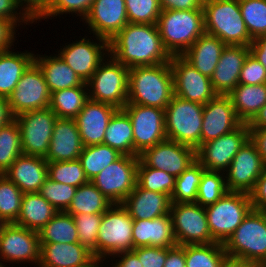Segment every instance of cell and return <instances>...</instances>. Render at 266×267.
<instances>
[{
	"label": "cell",
	"instance_id": "cell-1",
	"mask_svg": "<svg viewBox=\"0 0 266 267\" xmlns=\"http://www.w3.org/2000/svg\"><path fill=\"white\" fill-rule=\"evenodd\" d=\"M113 58L130 68L170 62L156 24L128 23L110 41Z\"/></svg>",
	"mask_w": 266,
	"mask_h": 267
},
{
	"label": "cell",
	"instance_id": "cell-2",
	"mask_svg": "<svg viewBox=\"0 0 266 267\" xmlns=\"http://www.w3.org/2000/svg\"><path fill=\"white\" fill-rule=\"evenodd\" d=\"M174 95L169 62L129 69L127 104L165 109Z\"/></svg>",
	"mask_w": 266,
	"mask_h": 267
},
{
	"label": "cell",
	"instance_id": "cell-3",
	"mask_svg": "<svg viewBox=\"0 0 266 267\" xmlns=\"http://www.w3.org/2000/svg\"><path fill=\"white\" fill-rule=\"evenodd\" d=\"M156 25L169 54L183 55L205 33L204 11L162 10Z\"/></svg>",
	"mask_w": 266,
	"mask_h": 267
},
{
	"label": "cell",
	"instance_id": "cell-4",
	"mask_svg": "<svg viewBox=\"0 0 266 267\" xmlns=\"http://www.w3.org/2000/svg\"><path fill=\"white\" fill-rule=\"evenodd\" d=\"M205 33L225 45L250 46V37L239 8V0H204Z\"/></svg>",
	"mask_w": 266,
	"mask_h": 267
},
{
	"label": "cell",
	"instance_id": "cell-5",
	"mask_svg": "<svg viewBox=\"0 0 266 267\" xmlns=\"http://www.w3.org/2000/svg\"><path fill=\"white\" fill-rule=\"evenodd\" d=\"M204 105L173 95L165 108V131L168 140L197 149L201 145Z\"/></svg>",
	"mask_w": 266,
	"mask_h": 267
},
{
	"label": "cell",
	"instance_id": "cell-6",
	"mask_svg": "<svg viewBox=\"0 0 266 267\" xmlns=\"http://www.w3.org/2000/svg\"><path fill=\"white\" fill-rule=\"evenodd\" d=\"M223 245L229 256L266 263V212L252 209Z\"/></svg>",
	"mask_w": 266,
	"mask_h": 267
},
{
	"label": "cell",
	"instance_id": "cell-7",
	"mask_svg": "<svg viewBox=\"0 0 266 267\" xmlns=\"http://www.w3.org/2000/svg\"><path fill=\"white\" fill-rule=\"evenodd\" d=\"M252 209L249 194L227 191L205 209L212 239L224 244Z\"/></svg>",
	"mask_w": 266,
	"mask_h": 267
},
{
	"label": "cell",
	"instance_id": "cell-8",
	"mask_svg": "<svg viewBox=\"0 0 266 267\" xmlns=\"http://www.w3.org/2000/svg\"><path fill=\"white\" fill-rule=\"evenodd\" d=\"M116 205L114 210L111 205L102 215L96 242L97 261L107 253L120 254L134 249L132 237L134 220L122 204Z\"/></svg>",
	"mask_w": 266,
	"mask_h": 267
},
{
	"label": "cell",
	"instance_id": "cell-9",
	"mask_svg": "<svg viewBox=\"0 0 266 267\" xmlns=\"http://www.w3.org/2000/svg\"><path fill=\"white\" fill-rule=\"evenodd\" d=\"M123 110L130 117L133 128V156L167 139L165 131V109L126 104Z\"/></svg>",
	"mask_w": 266,
	"mask_h": 267
},
{
	"label": "cell",
	"instance_id": "cell-10",
	"mask_svg": "<svg viewBox=\"0 0 266 267\" xmlns=\"http://www.w3.org/2000/svg\"><path fill=\"white\" fill-rule=\"evenodd\" d=\"M112 61L103 66L100 64L87 81L86 84L93 87L89 99L123 109L128 100L129 68L114 58Z\"/></svg>",
	"mask_w": 266,
	"mask_h": 267
},
{
	"label": "cell",
	"instance_id": "cell-11",
	"mask_svg": "<svg viewBox=\"0 0 266 267\" xmlns=\"http://www.w3.org/2000/svg\"><path fill=\"white\" fill-rule=\"evenodd\" d=\"M139 156L122 155L105 167L91 182L114 205L121 204L137 184Z\"/></svg>",
	"mask_w": 266,
	"mask_h": 267
},
{
	"label": "cell",
	"instance_id": "cell-12",
	"mask_svg": "<svg viewBox=\"0 0 266 267\" xmlns=\"http://www.w3.org/2000/svg\"><path fill=\"white\" fill-rule=\"evenodd\" d=\"M170 217L177 245L210 244L205 207L198 203H171Z\"/></svg>",
	"mask_w": 266,
	"mask_h": 267
},
{
	"label": "cell",
	"instance_id": "cell-13",
	"mask_svg": "<svg viewBox=\"0 0 266 267\" xmlns=\"http://www.w3.org/2000/svg\"><path fill=\"white\" fill-rule=\"evenodd\" d=\"M25 155L46 157L57 115L50 109L27 111L14 117Z\"/></svg>",
	"mask_w": 266,
	"mask_h": 267
},
{
	"label": "cell",
	"instance_id": "cell-14",
	"mask_svg": "<svg viewBox=\"0 0 266 267\" xmlns=\"http://www.w3.org/2000/svg\"><path fill=\"white\" fill-rule=\"evenodd\" d=\"M50 96L44 74L33 61L8 97V102L13 116L16 117L27 111L49 108Z\"/></svg>",
	"mask_w": 266,
	"mask_h": 267
},
{
	"label": "cell",
	"instance_id": "cell-15",
	"mask_svg": "<svg viewBox=\"0 0 266 267\" xmlns=\"http://www.w3.org/2000/svg\"><path fill=\"white\" fill-rule=\"evenodd\" d=\"M249 139V126L242 123L235 130L201 144L196 149V159L207 171L220 172L223 168L230 166L239 149Z\"/></svg>",
	"mask_w": 266,
	"mask_h": 267
},
{
	"label": "cell",
	"instance_id": "cell-16",
	"mask_svg": "<svg viewBox=\"0 0 266 267\" xmlns=\"http://www.w3.org/2000/svg\"><path fill=\"white\" fill-rule=\"evenodd\" d=\"M169 63L173 73L174 95L203 105L217 95L211 79L202 75L182 55L172 56Z\"/></svg>",
	"mask_w": 266,
	"mask_h": 267
},
{
	"label": "cell",
	"instance_id": "cell-17",
	"mask_svg": "<svg viewBox=\"0 0 266 267\" xmlns=\"http://www.w3.org/2000/svg\"><path fill=\"white\" fill-rule=\"evenodd\" d=\"M139 159L147 166L179 177L196 159V149L171 140H164L145 149Z\"/></svg>",
	"mask_w": 266,
	"mask_h": 267
},
{
	"label": "cell",
	"instance_id": "cell-18",
	"mask_svg": "<svg viewBox=\"0 0 266 267\" xmlns=\"http://www.w3.org/2000/svg\"><path fill=\"white\" fill-rule=\"evenodd\" d=\"M229 168L227 190L249 194L266 166L256 145L249 139L239 149Z\"/></svg>",
	"mask_w": 266,
	"mask_h": 267
},
{
	"label": "cell",
	"instance_id": "cell-19",
	"mask_svg": "<svg viewBox=\"0 0 266 267\" xmlns=\"http://www.w3.org/2000/svg\"><path fill=\"white\" fill-rule=\"evenodd\" d=\"M241 124L230 97L217 94L203 107L201 144L217 139L235 130Z\"/></svg>",
	"mask_w": 266,
	"mask_h": 267
},
{
	"label": "cell",
	"instance_id": "cell-20",
	"mask_svg": "<svg viewBox=\"0 0 266 267\" xmlns=\"http://www.w3.org/2000/svg\"><path fill=\"white\" fill-rule=\"evenodd\" d=\"M40 240L37 231L7 223L0 234V253L9 261L35 260L40 263Z\"/></svg>",
	"mask_w": 266,
	"mask_h": 267
},
{
	"label": "cell",
	"instance_id": "cell-21",
	"mask_svg": "<svg viewBox=\"0 0 266 267\" xmlns=\"http://www.w3.org/2000/svg\"><path fill=\"white\" fill-rule=\"evenodd\" d=\"M84 19L101 42H109L129 23L125 0H94Z\"/></svg>",
	"mask_w": 266,
	"mask_h": 267
},
{
	"label": "cell",
	"instance_id": "cell-22",
	"mask_svg": "<svg viewBox=\"0 0 266 267\" xmlns=\"http://www.w3.org/2000/svg\"><path fill=\"white\" fill-rule=\"evenodd\" d=\"M118 109L112 105L89 99L74 118L83 146L103 144L106 128Z\"/></svg>",
	"mask_w": 266,
	"mask_h": 267
},
{
	"label": "cell",
	"instance_id": "cell-23",
	"mask_svg": "<svg viewBox=\"0 0 266 267\" xmlns=\"http://www.w3.org/2000/svg\"><path fill=\"white\" fill-rule=\"evenodd\" d=\"M83 147L76 120L57 118L45 159L47 162L77 160Z\"/></svg>",
	"mask_w": 266,
	"mask_h": 267
},
{
	"label": "cell",
	"instance_id": "cell-24",
	"mask_svg": "<svg viewBox=\"0 0 266 267\" xmlns=\"http://www.w3.org/2000/svg\"><path fill=\"white\" fill-rule=\"evenodd\" d=\"M40 267H99L91 251L77 243H40Z\"/></svg>",
	"mask_w": 266,
	"mask_h": 267
},
{
	"label": "cell",
	"instance_id": "cell-25",
	"mask_svg": "<svg viewBox=\"0 0 266 267\" xmlns=\"http://www.w3.org/2000/svg\"><path fill=\"white\" fill-rule=\"evenodd\" d=\"M249 53L250 46L226 45L210 78L217 94L228 95L238 86L241 69Z\"/></svg>",
	"mask_w": 266,
	"mask_h": 267
},
{
	"label": "cell",
	"instance_id": "cell-26",
	"mask_svg": "<svg viewBox=\"0 0 266 267\" xmlns=\"http://www.w3.org/2000/svg\"><path fill=\"white\" fill-rule=\"evenodd\" d=\"M3 174L23 193L38 192L48 178V162L44 157L21 154Z\"/></svg>",
	"mask_w": 266,
	"mask_h": 267
},
{
	"label": "cell",
	"instance_id": "cell-27",
	"mask_svg": "<svg viewBox=\"0 0 266 267\" xmlns=\"http://www.w3.org/2000/svg\"><path fill=\"white\" fill-rule=\"evenodd\" d=\"M133 220L155 219L170 213L171 198L155 191L139 187L121 203Z\"/></svg>",
	"mask_w": 266,
	"mask_h": 267
},
{
	"label": "cell",
	"instance_id": "cell-28",
	"mask_svg": "<svg viewBox=\"0 0 266 267\" xmlns=\"http://www.w3.org/2000/svg\"><path fill=\"white\" fill-rule=\"evenodd\" d=\"M132 237L134 248H171L177 245L170 214L155 219L134 220Z\"/></svg>",
	"mask_w": 266,
	"mask_h": 267
},
{
	"label": "cell",
	"instance_id": "cell-29",
	"mask_svg": "<svg viewBox=\"0 0 266 267\" xmlns=\"http://www.w3.org/2000/svg\"><path fill=\"white\" fill-rule=\"evenodd\" d=\"M105 46V47H104ZM109 50V42H103L101 46L89 42L83 38L81 41L68 45L60 52V56L85 83L91 78L102 62L101 50Z\"/></svg>",
	"mask_w": 266,
	"mask_h": 267
},
{
	"label": "cell",
	"instance_id": "cell-30",
	"mask_svg": "<svg viewBox=\"0 0 266 267\" xmlns=\"http://www.w3.org/2000/svg\"><path fill=\"white\" fill-rule=\"evenodd\" d=\"M225 47L218 37L204 33L182 56L202 75L211 78Z\"/></svg>",
	"mask_w": 266,
	"mask_h": 267
},
{
	"label": "cell",
	"instance_id": "cell-31",
	"mask_svg": "<svg viewBox=\"0 0 266 267\" xmlns=\"http://www.w3.org/2000/svg\"><path fill=\"white\" fill-rule=\"evenodd\" d=\"M228 96L240 121L249 124L266 104V84H238Z\"/></svg>",
	"mask_w": 266,
	"mask_h": 267
},
{
	"label": "cell",
	"instance_id": "cell-32",
	"mask_svg": "<svg viewBox=\"0 0 266 267\" xmlns=\"http://www.w3.org/2000/svg\"><path fill=\"white\" fill-rule=\"evenodd\" d=\"M57 212L58 210L38 192L24 193L15 224L38 232Z\"/></svg>",
	"mask_w": 266,
	"mask_h": 267
},
{
	"label": "cell",
	"instance_id": "cell-33",
	"mask_svg": "<svg viewBox=\"0 0 266 267\" xmlns=\"http://www.w3.org/2000/svg\"><path fill=\"white\" fill-rule=\"evenodd\" d=\"M42 70L50 93L66 88L86 86L61 56L34 58Z\"/></svg>",
	"mask_w": 266,
	"mask_h": 267
},
{
	"label": "cell",
	"instance_id": "cell-34",
	"mask_svg": "<svg viewBox=\"0 0 266 267\" xmlns=\"http://www.w3.org/2000/svg\"><path fill=\"white\" fill-rule=\"evenodd\" d=\"M34 58L31 53L16 54L9 50L0 53V96L11 95Z\"/></svg>",
	"mask_w": 266,
	"mask_h": 267
},
{
	"label": "cell",
	"instance_id": "cell-35",
	"mask_svg": "<svg viewBox=\"0 0 266 267\" xmlns=\"http://www.w3.org/2000/svg\"><path fill=\"white\" fill-rule=\"evenodd\" d=\"M103 144L122 155L133 156V128L130 117L123 109H118L111 117Z\"/></svg>",
	"mask_w": 266,
	"mask_h": 267
},
{
	"label": "cell",
	"instance_id": "cell-36",
	"mask_svg": "<svg viewBox=\"0 0 266 267\" xmlns=\"http://www.w3.org/2000/svg\"><path fill=\"white\" fill-rule=\"evenodd\" d=\"M111 205L115 206L89 181L76 189L72 202L65 212L70 215L104 213Z\"/></svg>",
	"mask_w": 266,
	"mask_h": 267
},
{
	"label": "cell",
	"instance_id": "cell-37",
	"mask_svg": "<svg viewBox=\"0 0 266 267\" xmlns=\"http://www.w3.org/2000/svg\"><path fill=\"white\" fill-rule=\"evenodd\" d=\"M84 87H71L51 93L49 108L57 118L74 119L78 115L89 100V96L83 90Z\"/></svg>",
	"mask_w": 266,
	"mask_h": 267
},
{
	"label": "cell",
	"instance_id": "cell-38",
	"mask_svg": "<svg viewBox=\"0 0 266 267\" xmlns=\"http://www.w3.org/2000/svg\"><path fill=\"white\" fill-rule=\"evenodd\" d=\"M38 233L40 243L79 242L75 221L72 215L65 211H58Z\"/></svg>",
	"mask_w": 266,
	"mask_h": 267
},
{
	"label": "cell",
	"instance_id": "cell-39",
	"mask_svg": "<svg viewBox=\"0 0 266 267\" xmlns=\"http://www.w3.org/2000/svg\"><path fill=\"white\" fill-rule=\"evenodd\" d=\"M122 156L117 150L105 144H96L83 147L78 160L83 170L91 181L105 167L115 162Z\"/></svg>",
	"mask_w": 266,
	"mask_h": 267
},
{
	"label": "cell",
	"instance_id": "cell-40",
	"mask_svg": "<svg viewBox=\"0 0 266 267\" xmlns=\"http://www.w3.org/2000/svg\"><path fill=\"white\" fill-rule=\"evenodd\" d=\"M206 169L196 160L179 177L171 194V203H195L202 173Z\"/></svg>",
	"mask_w": 266,
	"mask_h": 267
},
{
	"label": "cell",
	"instance_id": "cell-41",
	"mask_svg": "<svg viewBox=\"0 0 266 267\" xmlns=\"http://www.w3.org/2000/svg\"><path fill=\"white\" fill-rule=\"evenodd\" d=\"M222 243L185 245L186 267H221L226 256Z\"/></svg>",
	"mask_w": 266,
	"mask_h": 267
},
{
	"label": "cell",
	"instance_id": "cell-42",
	"mask_svg": "<svg viewBox=\"0 0 266 267\" xmlns=\"http://www.w3.org/2000/svg\"><path fill=\"white\" fill-rule=\"evenodd\" d=\"M21 154V134L14 119L0 128V174H3Z\"/></svg>",
	"mask_w": 266,
	"mask_h": 267
},
{
	"label": "cell",
	"instance_id": "cell-43",
	"mask_svg": "<svg viewBox=\"0 0 266 267\" xmlns=\"http://www.w3.org/2000/svg\"><path fill=\"white\" fill-rule=\"evenodd\" d=\"M176 178L164 170L147 167L140 159L137 166V185L149 191L164 193L171 197Z\"/></svg>",
	"mask_w": 266,
	"mask_h": 267
},
{
	"label": "cell",
	"instance_id": "cell-44",
	"mask_svg": "<svg viewBox=\"0 0 266 267\" xmlns=\"http://www.w3.org/2000/svg\"><path fill=\"white\" fill-rule=\"evenodd\" d=\"M24 193L4 174H0V218L15 223L20 213Z\"/></svg>",
	"mask_w": 266,
	"mask_h": 267
},
{
	"label": "cell",
	"instance_id": "cell-45",
	"mask_svg": "<svg viewBox=\"0 0 266 267\" xmlns=\"http://www.w3.org/2000/svg\"><path fill=\"white\" fill-rule=\"evenodd\" d=\"M239 8L250 37L266 35V0H239Z\"/></svg>",
	"mask_w": 266,
	"mask_h": 267
},
{
	"label": "cell",
	"instance_id": "cell-46",
	"mask_svg": "<svg viewBox=\"0 0 266 267\" xmlns=\"http://www.w3.org/2000/svg\"><path fill=\"white\" fill-rule=\"evenodd\" d=\"M48 178L52 181L79 187L89 180L80 161L48 162Z\"/></svg>",
	"mask_w": 266,
	"mask_h": 267
},
{
	"label": "cell",
	"instance_id": "cell-47",
	"mask_svg": "<svg viewBox=\"0 0 266 267\" xmlns=\"http://www.w3.org/2000/svg\"><path fill=\"white\" fill-rule=\"evenodd\" d=\"M103 213L96 214H75L72 215L78 233L79 243L92 252L96 259V242L98 230Z\"/></svg>",
	"mask_w": 266,
	"mask_h": 267
},
{
	"label": "cell",
	"instance_id": "cell-48",
	"mask_svg": "<svg viewBox=\"0 0 266 267\" xmlns=\"http://www.w3.org/2000/svg\"><path fill=\"white\" fill-rule=\"evenodd\" d=\"M77 187L52 181L47 178L38 193L58 211H66L70 206Z\"/></svg>",
	"mask_w": 266,
	"mask_h": 267
},
{
	"label": "cell",
	"instance_id": "cell-49",
	"mask_svg": "<svg viewBox=\"0 0 266 267\" xmlns=\"http://www.w3.org/2000/svg\"><path fill=\"white\" fill-rule=\"evenodd\" d=\"M227 191L228 190L222 176H220L216 171L205 170L202 173L196 203L207 207L218 201Z\"/></svg>",
	"mask_w": 266,
	"mask_h": 267
},
{
	"label": "cell",
	"instance_id": "cell-50",
	"mask_svg": "<svg viewBox=\"0 0 266 267\" xmlns=\"http://www.w3.org/2000/svg\"><path fill=\"white\" fill-rule=\"evenodd\" d=\"M129 23L157 24L161 14L159 0H125Z\"/></svg>",
	"mask_w": 266,
	"mask_h": 267
},
{
	"label": "cell",
	"instance_id": "cell-51",
	"mask_svg": "<svg viewBox=\"0 0 266 267\" xmlns=\"http://www.w3.org/2000/svg\"><path fill=\"white\" fill-rule=\"evenodd\" d=\"M239 84H266V69L251 53L246 57L241 69Z\"/></svg>",
	"mask_w": 266,
	"mask_h": 267
},
{
	"label": "cell",
	"instance_id": "cell-52",
	"mask_svg": "<svg viewBox=\"0 0 266 267\" xmlns=\"http://www.w3.org/2000/svg\"><path fill=\"white\" fill-rule=\"evenodd\" d=\"M94 0H52L49 9L42 16H51L62 12H79L86 17Z\"/></svg>",
	"mask_w": 266,
	"mask_h": 267
},
{
	"label": "cell",
	"instance_id": "cell-53",
	"mask_svg": "<svg viewBox=\"0 0 266 267\" xmlns=\"http://www.w3.org/2000/svg\"><path fill=\"white\" fill-rule=\"evenodd\" d=\"M143 267H164L167 259V248L143 246L132 250Z\"/></svg>",
	"mask_w": 266,
	"mask_h": 267
},
{
	"label": "cell",
	"instance_id": "cell-54",
	"mask_svg": "<svg viewBox=\"0 0 266 267\" xmlns=\"http://www.w3.org/2000/svg\"><path fill=\"white\" fill-rule=\"evenodd\" d=\"M249 196L254 210L266 212V168L257 179Z\"/></svg>",
	"mask_w": 266,
	"mask_h": 267
},
{
	"label": "cell",
	"instance_id": "cell-55",
	"mask_svg": "<svg viewBox=\"0 0 266 267\" xmlns=\"http://www.w3.org/2000/svg\"><path fill=\"white\" fill-rule=\"evenodd\" d=\"M18 4L20 2L25 1L28 3L27 4V10L25 11V15H23V19L25 21L32 20L33 19H39L42 17V15L49 9L51 5L52 0H16ZM27 20H26V19Z\"/></svg>",
	"mask_w": 266,
	"mask_h": 267
},
{
	"label": "cell",
	"instance_id": "cell-56",
	"mask_svg": "<svg viewBox=\"0 0 266 267\" xmlns=\"http://www.w3.org/2000/svg\"><path fill=\"white\" fill-rule=\"evenodd\" d=\"M204 0H159L161 10L203 9Z\"/></svg>",
	"mask_w": 266,
	"mask_h": 267
},
{
	"label": "cell",
	"instance_id": "cell-57",
	"mask_svg": "<svg viewBox=\"0 0 266 267\" xmlns=\"http://www.w3.org/2000/svg\"><path fill=\"white\" fill-rule=\"evenodd\" d=\"M164 267H186L185 262V245H176L167 248V259Z\"/></svg>",
	"mask_w": 266,
	"mask_h": 267
},
{
	"label": "cell",
	"instance_id": "cell-58",
	"mask_svg": "<svg viewBox=\"0 0 266 267\" xmlns=\"http://www.w3.org/2000/svg\"><path fill=\"white\" fill-rule=\"evenodd\" d=\"M14 23L10 20L0 18V53L7 51L13 39Z\"/></svg>",
	"mask_w": 266,
	"mask_h": 267
},
{
	"label": "cell",
	"instance_id": "cell-59",
	"mask_svg": "<svg viewBox=\"0 0 266 267\" xmlns=\"http://www.w3.org/2000/svg\"><path fill=\"white\" fill-rule=\"evenodd\" d=\"M250 140L256 145L266 166V128L250 129Z\"/></svg>",
	"mask_w": 266,
	"mask_h": 267
},
{
	"label": "cell",
	"instance_id": "cell-60",
	"mask_svg": "<svg viewBox=\"0 0 266 267\" xmlns=\"http://www.w3.org/2000/svg\"><path fill=\"white\" fill-rule=\"evenodd\" d=\"M250 53L254 55L266 69V35L253 39L250 44Z\"/></svg>",
	"mask_w": 266,
	"mask_h": 267
},
{
	"label": "cell",
	"instance_id": "cell-61",
	"mask_svg": "<svg viewBox=\"0 0 266 267\" xmlns=\"http://www.w3.org/2000/svg\"><path fill=\"white\" fill-rule=\"evenodd\" d=\"M18 5L16 0H0V18L10 20L15 24L17 19L13 10L18 8Z\"/></svg>",
	"mask_w": 266,
	"mask_h": 267
},
{
	"label": "cell",
	"instance_id": "cell-62",
	"mask_svg": "<svg viewBox=\"0 0 266 267\" xmlns=\"http://www.w3.org/2000/svg\"><path fill=\"white\" fill-rule=\"evenodd\" d=\"M221 267H260V265L250 260L226 255Z\"/></svg>",
	"mask_w": 266,
	"mask_h": 267
},
{
	"label": "cell",
	"instance_id": "cell-63",
	"mask_svg": "<svg viewBox=\"0 0 266 267\" xmlns=\"http://www.w3.org/2000/svg\"><path fill=\"white\" fill-rule=\"evenodd\" d=\"M14 120L8 98L0 96V128Z\"/></svg>",
	"mask_w": 266,
	"mask_h": 267
},
{
	"label": "cell",
	"instance_id": "cell-64",
	"mask_svg": "<svg viewBox=\"0 0 266 267\" xmlns=\"http://www.w3.org/2000/svg\"><path fill=\"white\" fill-rule=\"evenodd\" d=\"M124 253V257L115 267H143L137 255L131 251L120 252Z\"/></svg>",
	"mask_w": 266,
	"mask_h": 267
},
{
	"label": "cell",
	"instance_id": "cell-65",
	"mask_svg": "<svg viewBox=\"0 0 266 267\" xmlns=\"http://www.w3.org/2000/svg\"><path fill=\"white\" fill-rule=\"evenodd\" d=\"M249 129L266 128V104L260 109L255 118L248 124Z\"/></svg>",
	"mask_w": 266,
	"mask_h": 267
},
{
	"label": "cell",
	"instance_id": "cell-66",
	"mask_svg": "<svg viewBox=\"0 0 266 267\" xmlns=\"http://www.w3.org/2000/svg\"><path fill=\"white\" fill-rule=\"evenodd\" d=\"M6 224L7 223L2 218H0V234L2 233V230Z\"/></svg>",
	"mask_w": 266,
	"mask_h": 267
},
{
	"label": "cell",
	"instance_id": "cell-67",
	"mask_svg": "<svg viewBox=\"0 0 266 267\" xmlns=\"http://www.w3.org/2000/svg\"><path fill=\"white\" fill-rule=\"evenodd\" d=\"M260 267H266V263L260 264Z\"/></svg>",
	"mask_w": 266,
	"mask_h": 267
}]
</instances>
